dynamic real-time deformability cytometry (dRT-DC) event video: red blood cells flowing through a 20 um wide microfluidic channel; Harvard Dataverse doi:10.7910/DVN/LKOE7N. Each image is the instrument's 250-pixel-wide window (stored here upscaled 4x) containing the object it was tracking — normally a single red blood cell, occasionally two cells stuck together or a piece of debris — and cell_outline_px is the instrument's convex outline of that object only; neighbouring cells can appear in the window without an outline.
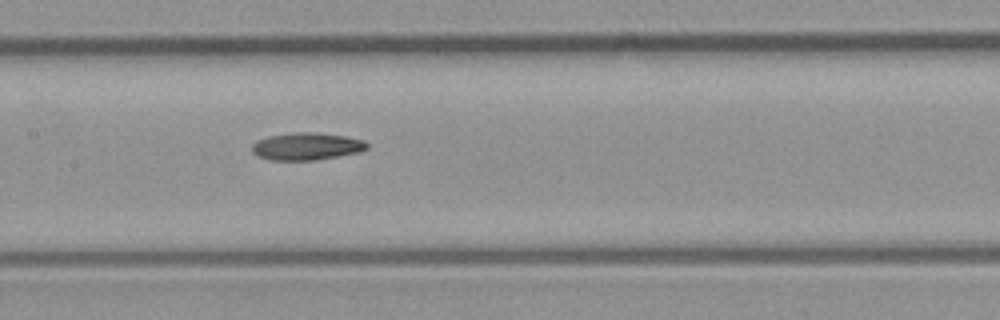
{"species": "common noctule bat (a hibernating species)", "species_latin": "Nyctalus noctula", "temperature_condition": "room temperature", "stored_images_in_passage": 6, "camera_frame_rate_fps": 3000, "um_per_image_px": 0.085, "animal": {"sex": "male", "body_mass_g": 23.1, "forearm_length_mm": 52.7}, "frame": {"image": 1, "passage_image": 6, "time_ms": 6.667, "image_size_px": [1000, 320], "cell_outline_px": [[368, 148], [360, 152], [316, 160], [268, 160], [252, 152], [252, 144], [256, 140], [268, 136], [296, 132], [316, 132], [348, 136], [364, 140], [368, 144]], "centroid_in_image_um": [26.08, 12.43], "position_along_channel_um": 181.3, "area_um2": 18.5}}